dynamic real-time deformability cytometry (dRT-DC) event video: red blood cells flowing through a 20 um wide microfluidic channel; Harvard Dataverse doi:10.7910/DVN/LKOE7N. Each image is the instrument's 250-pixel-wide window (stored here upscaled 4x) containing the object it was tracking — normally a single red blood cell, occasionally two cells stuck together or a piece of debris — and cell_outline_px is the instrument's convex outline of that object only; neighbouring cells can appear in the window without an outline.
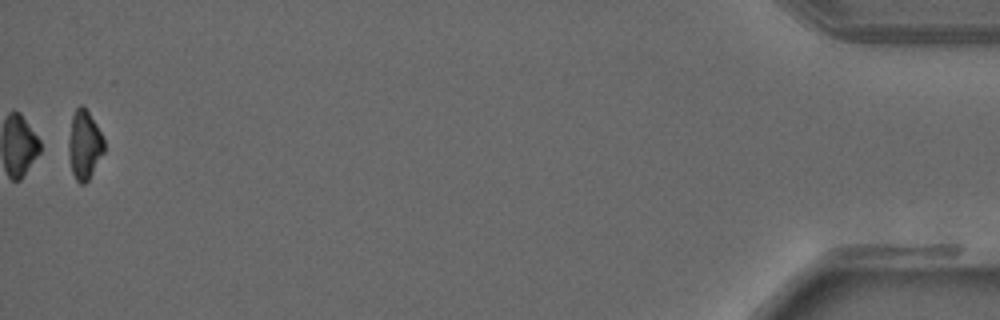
{"species": "common noctule bat (a hibernating species)", "species_latin": "Nyctalus noctula", "temperature_condition": "warm", "stored_images_in_passage": 28, "camera_frame_rate_fps": 3000, "um_per_image_px": 0.085, "animal": {"sex": "male", "forearm_length_mm": 52.5}, "frame": {"image": 1, "passage_image": 28, "time_ms": 9.0, "image_size_px": [1000, 320], "cell_outline_px": [[104, 152], [88, 180], [84, 184], [80, 184], [76, 180], [72, 172], [68, 156], [68, 144], [72, 116], [76, 108], [80, 104], [88, 112], [104, 136]], "centroid_in_image_um": [7.17, 12.33], "position_along_channel_um": 428.0, "area_um2": 14.22}}